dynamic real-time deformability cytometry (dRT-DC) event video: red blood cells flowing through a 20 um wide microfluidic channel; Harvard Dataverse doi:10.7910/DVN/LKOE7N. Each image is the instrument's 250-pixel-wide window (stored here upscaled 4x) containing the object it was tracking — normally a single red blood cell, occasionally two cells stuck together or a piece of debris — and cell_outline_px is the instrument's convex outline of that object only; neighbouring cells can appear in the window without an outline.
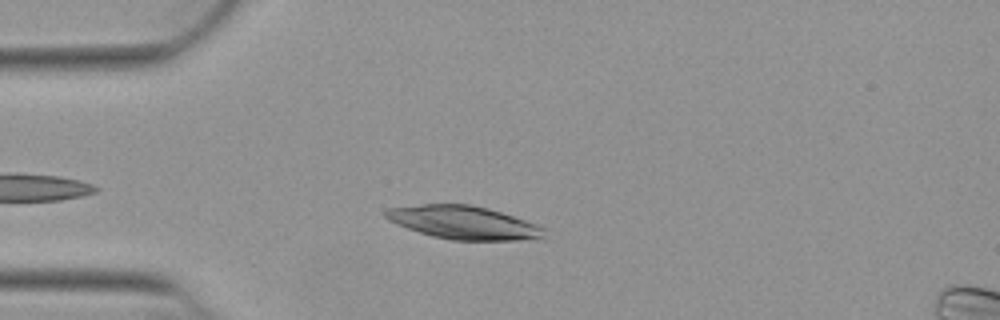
{"species": "Egyptian fruit bat (a non-hibernating species)", "species_latin": "Rousettus aegyptiacus", "temperature_condition": "warm", "stored_images_in_passage": 39, "camera_frame_rate_fps": 3000, "um_per_image_px": 0.085, "animal": {"sex": "female"}, "frame": {"image": 1, "passage_image": 6, "time_ms": 1.667, "image_size_px": [1000, 320], "cell_outline_px": [[544, 240], [452, 240], [432, 236], [396, 224], [388, 220], [384, 216], [384, 212], [388, 208], [424, 204], [468, 204], [488, 208], [536, 224], [544, 228]], "centroid_in_image_um": [39.42, 18.93], "position_along_channel_um": 45.6, "area_um2": 30.63}}
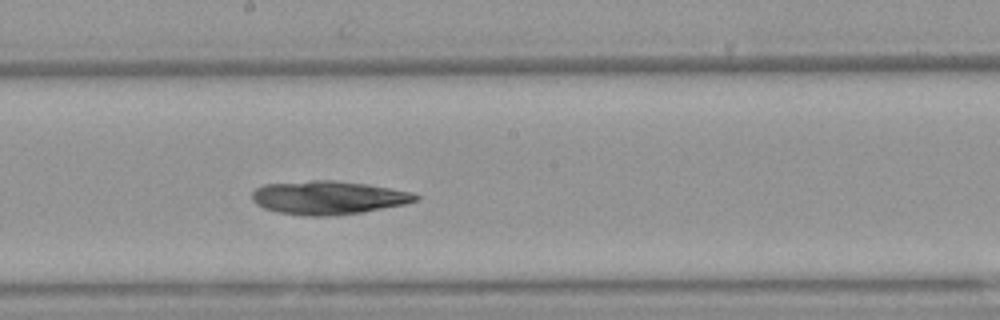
{"frame": {"image": 2, "passage_image": 21, "time_ms": 6.667, "image_size_px": [1000, 320], "cell_outline_px": [[420, 200], [404, 204], [364, 212], [336, 216], [304, 216], [276, 212], [264, 208], [256, 204], [252, 200], [252, 192], [256, 188], [264, 184], [312, 180], [336, 180], [368, 184], [412, 192], [420, 196]], "centroid_in_image_um": [27.9, 16.8], "position_along_channel_um": 220.3, "area_um2": 32.31}}
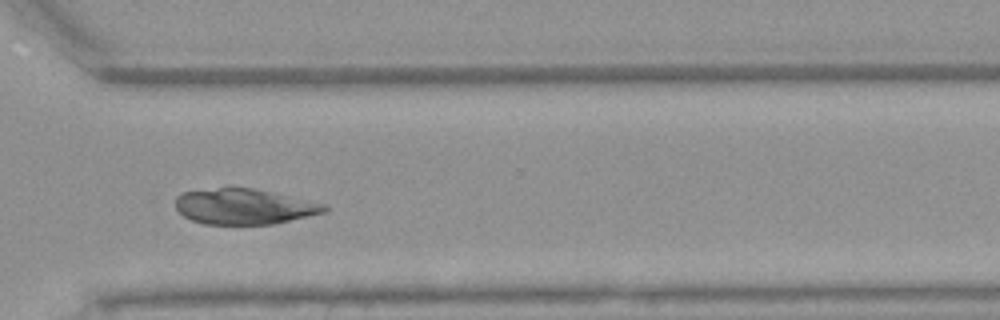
{"frame": {"image": 3, "passage_image": 31, "time_ms": 10.0, "image_size_px": [1000, 320], "cell_outline_px": [[328, 208], [324, 212], [308, 216], [272, 224], [204, 224], [192, 220], [184, 216], [176, 208], [176, 196], [184, 192], [228, 184], [232, 184], [272, 192], [328, 204]], "centroid_in_image_um": [20.72, 17.51], "position_along_channel_um": 349.9, "area_um2": 31.44}}